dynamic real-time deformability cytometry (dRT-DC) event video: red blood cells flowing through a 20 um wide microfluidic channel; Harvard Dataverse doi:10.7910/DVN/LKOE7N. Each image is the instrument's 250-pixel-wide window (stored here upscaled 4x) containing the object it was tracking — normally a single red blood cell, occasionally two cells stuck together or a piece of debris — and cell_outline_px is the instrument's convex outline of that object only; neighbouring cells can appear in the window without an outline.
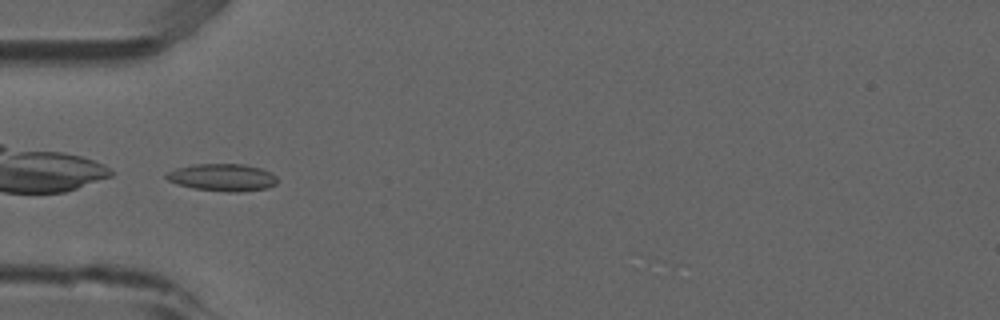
{"species": "common noctule bat (a hibernating species)", "species_latin": "Nyctalus noctula", "temperature_condition": "room temperature", "stored_images_in_passage": 8, "camera_frame_rate_fps": 3000, "um_per_image_px": 0.085, "animal": {"sex": "male", "forearm_length_mm": 52.5}, "frame": {"image": 1, "passage_image": 5, "time_ms": 1.333, "image_size_px": [1000, 320], "cell_outline_px": [[276, 184], [268, 188], [240, 192], [228, 192], [192, 188], [176, 184], [168, 180], [164, 176], [168, 172], [176, 168], [196, 164], [244, 164], [260, 168], [272, 172], [276, 176]], "centroid_in_image_um": [18.92, 15.08], "position_along_channel_um": 66.1, "area_um2": 17.74}}
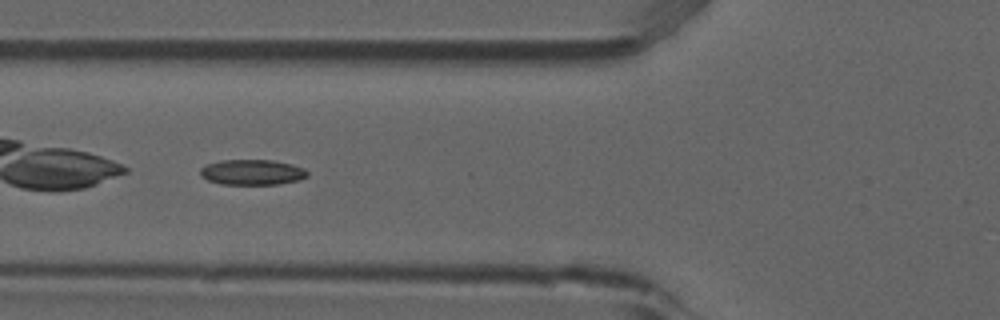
{"frame": {"image": 2, "passage_image": 6, "time_ms": 1.667, "image_size_px": [1000, 320], "cell_outline_px": [[308, 176], [300, 180], [276, 184], [220, 184], [208, 180], [200, 176], [200, 168], [204, 164], [220, 160], [272, 160], [292, 164], [304, 168], [308, 172]], "centroid_in_image_um": [21.41, 14.63], "position_along_channel_um": 104.4, "area_um2": 16.01}}
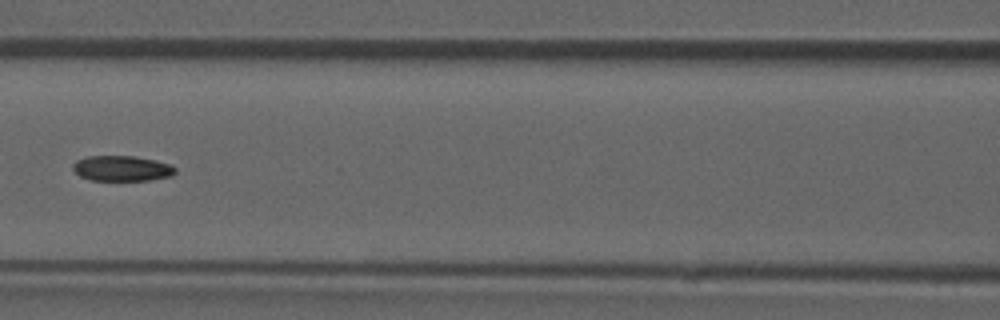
{"frame": {"image": 3, "passage_image": 7, "time_ms": 2.0, "image_size_px": [1000, 320], "cell_outline_px": [[176, 172], [172, 176], [148, 180], [88, 180], [80, 176], [72, 168], [72, 164], [76, 160], [88, 156], [136, 156], [156, 160], [168, 164], [176, 168]], "centroid_in_image_um": [10.35, 14.31], "position_along_channel_um": 156.3, "area_um2": 15.2}}